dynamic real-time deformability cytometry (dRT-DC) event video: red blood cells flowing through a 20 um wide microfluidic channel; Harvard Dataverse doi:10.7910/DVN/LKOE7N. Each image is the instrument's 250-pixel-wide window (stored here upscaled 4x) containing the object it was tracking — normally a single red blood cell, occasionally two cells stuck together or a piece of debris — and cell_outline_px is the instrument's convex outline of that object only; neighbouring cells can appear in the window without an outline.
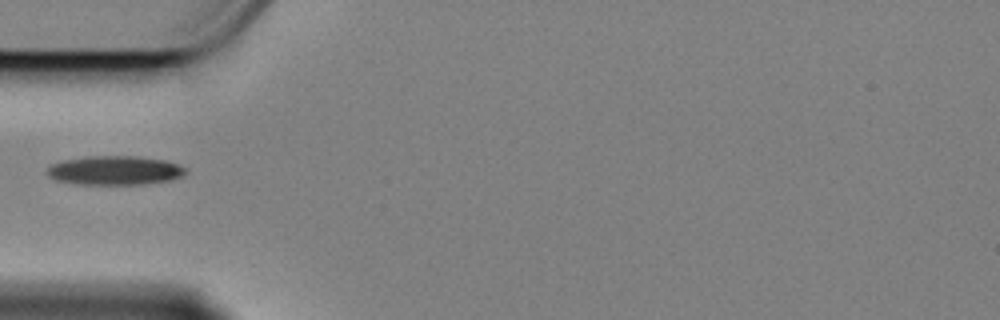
{"species": "Egyptian fruit bat (a non-hibernating species)", "species_latin": "Rousettus aegyptiacus", "temperature_condition": "cold", "stored_images_in_passage": 18, "camera_frame_rate_fps": 3000, "um_per_image_px": 0.085, "animal": {"sex": "female"}, "frame": {"image": 1, "passage_image": 1, "time_ms": 0.0, "image_size_px": [1000, 320], "cell_outline_px": [[184, 176], [168, 180], [140, 184], [76, 184], [56, 180], [48, 176], [48, 168], [52, 164], [64, 160], [88, 156], [136, 156], [164, 160], [176, 164], [184, 168]], "centroid_in_image_um": [9.72, 14.48], "position_along_channel_um": 75.3, "area_um2": 23.12}}
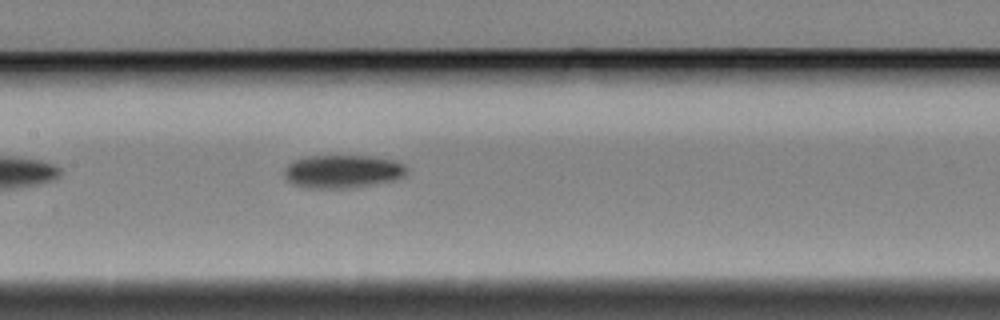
{"frame": {"image": 2, "passage_image": 10, "time_ms": 3.0, "image_size_px": [1000, 320], "cell_outline_px": [[408, 172], [404, 176], [396, 180], [352, 188], [304, 188], [292, 184], [284, 176], [284, 172], [288, 164], [292, 160], [308, 156], [368, 156], [392, 160], [404, 164], [408, 168]], "centroid_in_image_um": [29.12, 14.58], "position_along_channel_um": 178.3, "area_um2": 23.87}}
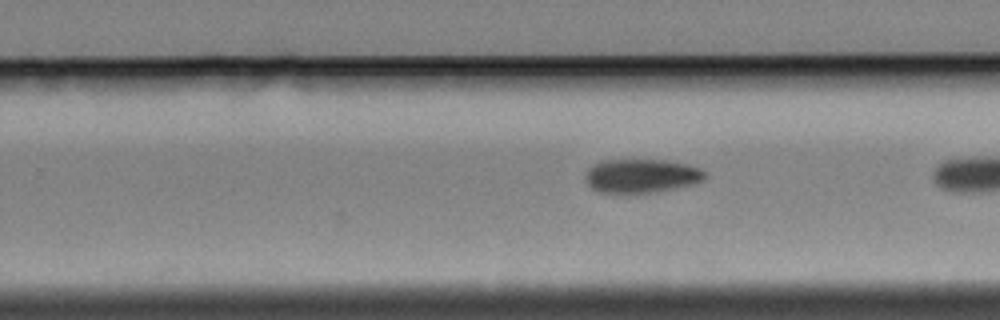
{"frame": {"image": 3, "passage_image": 16, "time_ms": 5.0, "image_size_px": [1000, 320], "cell_outline_px": [[708, 176], [704, 180], [692, 184], [676, 188], [656, 192], [600, 192], [592, 188], [588, 184], [584, 176], [588, 168], [592, 164], [604, 160], [664, 160], [688, 164], [700, 168]], "centroid_in_image_um": [54.53, 14.94], "position_along_channel_um": 275.3, "area_um2": 23.52}}